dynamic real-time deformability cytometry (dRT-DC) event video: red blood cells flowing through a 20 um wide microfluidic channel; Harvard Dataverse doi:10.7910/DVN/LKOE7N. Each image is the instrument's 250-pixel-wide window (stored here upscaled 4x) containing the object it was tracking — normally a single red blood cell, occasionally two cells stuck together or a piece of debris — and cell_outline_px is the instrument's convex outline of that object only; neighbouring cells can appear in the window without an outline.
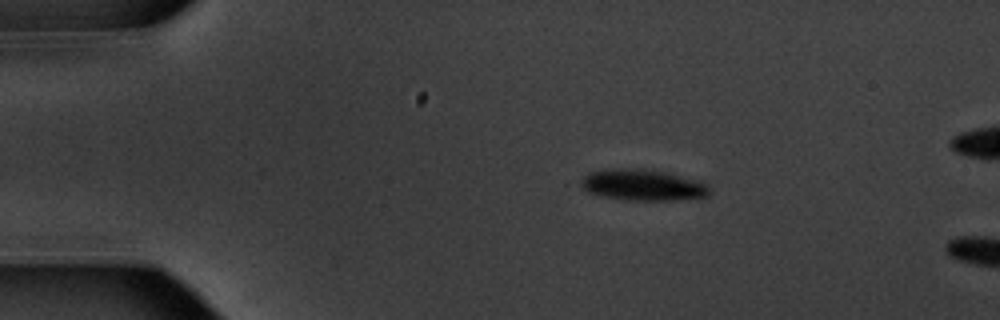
{"species": "common noctule bat (a hibernating species)", "species_latin": "Nyctalus noctula", "temperature_condition": "warm", "stored_images_in_passage": 5, "camera_frame_rate_fps": 3000, "um_per_image_px": 0.085, "animal": {"sex": "male", "body_mass_g": 20.1, "forearm_length_mm": 53.5}, "frame": {"image": 1, "passage_image": 1, "time_ms": 0.0, "image_size_px": [1000, 320], "cell_outline_px": [[708, 196], [680, 200], [624, 200], [596, 196], [588, 192], [580, 184], [580, 180], [584, 176], [592, 172], [660, 172], [708, 184]], "centroid_in_image_um": [54.63, 15.83], "position_along_channel_um": 30.4, "area_um2": 21.68}}